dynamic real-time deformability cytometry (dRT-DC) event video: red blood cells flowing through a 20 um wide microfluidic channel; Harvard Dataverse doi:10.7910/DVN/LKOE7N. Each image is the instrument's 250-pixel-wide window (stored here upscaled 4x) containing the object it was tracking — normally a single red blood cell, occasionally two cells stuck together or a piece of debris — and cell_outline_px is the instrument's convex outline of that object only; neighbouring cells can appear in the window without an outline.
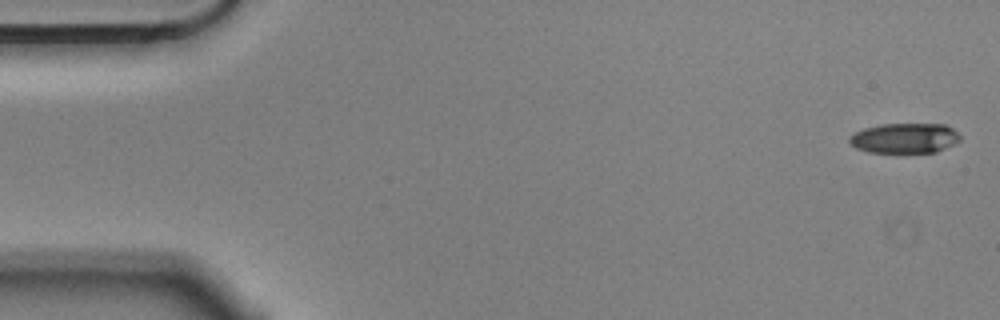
{"species": "Egyptian fruit bat (a non-hibernating species)", "species_latin": "Rousettus aegyptiacus", "temperature_condition": "cold", "stored_images_in_passage": 5, "camera_frame_rate_fps": 3000, "um_per_image_px": 0.085, "animal": {"sex": "male"}, "frame": {"image": 1, "passage_image": 1, "time_ms": 0.0, "image_size_px": [1000, 320], "cell_outline_px": [[960, 140], [936, 152], [868, 152], [856, 148], [848, 140], [848, 136], [864, 128], [884, 124], [944, 124], [952, 128], [960, 136]], "centroid_in_image_um": [76.87, 11.74], "position_along_channel_um": 8.1, "area_um2": 19.19}}
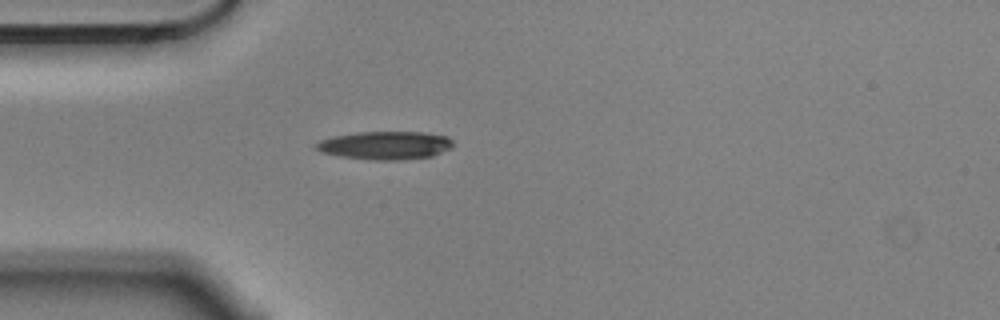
{"frame": {"image": 2, "passage_image": 5, "time_ms": 1.333, "image_size_px": [1000, 320], "cell_outline_px": [[452, 148], [432, 156], [400, 160], [376, 160], [340, 156], [320, 152], [316, 148], [316, 144], [320, 140], [332, 136], [360, 132], [424, 132], [448, 136], [452, 140]], "centroid_in_image_um": [32.77, 12.35], "position_along_channel_um": 52.2, "area_um2": 22.48}}